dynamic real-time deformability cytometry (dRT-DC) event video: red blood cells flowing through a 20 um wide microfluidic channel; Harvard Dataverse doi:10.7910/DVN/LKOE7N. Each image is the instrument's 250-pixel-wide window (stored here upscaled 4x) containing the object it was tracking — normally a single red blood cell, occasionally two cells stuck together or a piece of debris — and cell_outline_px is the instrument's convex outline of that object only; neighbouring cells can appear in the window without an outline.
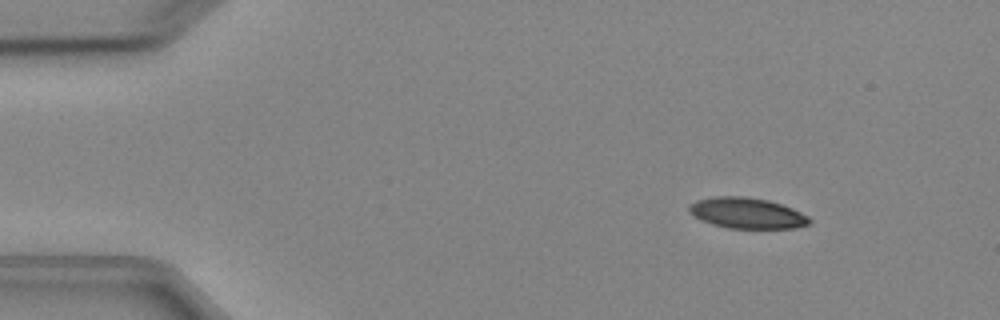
{"species": "Egyptian fruit bat (a non-hibernating species)", "species_latin": "Rousettus aegyptiacus", "temperature_condition": "cold", "stored_images_in_passage": 4, "camera_frame_rate_fps": 3000, "um_per_image_px": 0.085, "animal": {"sex": "female"}, "frame": {"image": 1, "passage_image": 1, "time_ms": 0.0, "image_size_px": [1000, 320], "cell_outline_px": [[812, 220], [808, 224], [796, 228], [728, 228], [712, 224], [700, 220], [688, 212], [688, 208], [696, 200], [712, 196], [744, 196], [768, 200], [792, 208], [808, 216]], "centroid_in_image_um": [63.47, 18.11], "position_along_channel_um": 21.5, "area_um2": 21.62}}
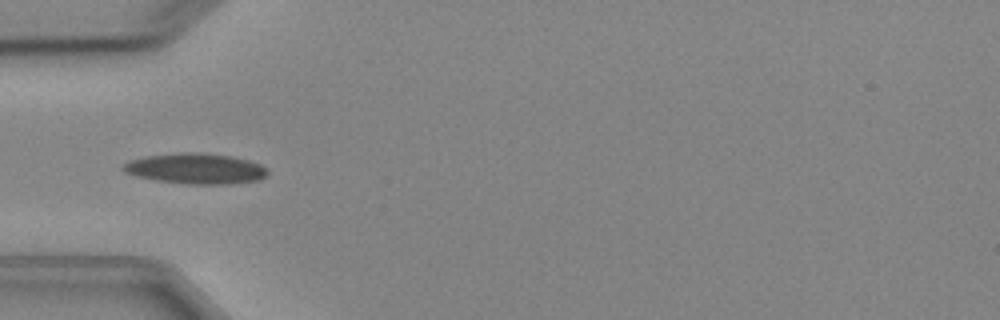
{"frame": {"image": 2, "passage_image": 4, "time_ms": 3.333, "image_size_px": [1000, 320], "cell_outline_px": [[268, 176], [260, 180], [228, 184], [188, 184], [156, 180], [136, 176], [124, 172], [120, 168], [128, 160], [144, 156], [180, 152], [200, 152], [228, 156], [248, 160], [260, 164], [268, 172]], "centroid_in_image_um": [16.6, 14.33], "position_along_channel_um": 68.4, "area_um2": 25.84}}